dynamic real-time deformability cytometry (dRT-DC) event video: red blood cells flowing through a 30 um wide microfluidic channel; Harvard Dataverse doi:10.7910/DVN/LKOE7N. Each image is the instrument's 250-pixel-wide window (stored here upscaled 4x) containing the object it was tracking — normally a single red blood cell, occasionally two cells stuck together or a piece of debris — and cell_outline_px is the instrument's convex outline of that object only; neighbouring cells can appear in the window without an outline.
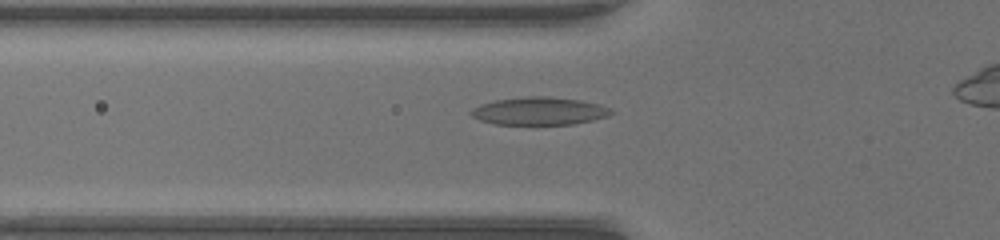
{"species": "common noctule bat (a hibernating species)", "species_latin": "Nyctalus noctula", "temperature_condition": "warm", "stored_images_in_passage": 36, "camera_frame_rate_fps": 3000, "um_per_image_px": 0.085, "animal": {"sex": "female", "body_mass_g": 17.0, "forearm_length_mm": 48.0}, "frame": {"image": 1, "passage_image": 9, "time_ms": 2.667, "image_size_px": [1000, 240], "cell_outline_px": [[616, 112], [608, 116], [592, 120], [572, 124], [496, 124], [480, 120], [472, 116], [468, 112], [472, 108], [480, 104], [496, 100], [524, 96], [548, 96], [580, 100], [600, 104], [612, 108]], "centroid_in_image_um": [45.86, 9.43], "position_along_channel_um": 79.9, "area_um2": 22.83}}
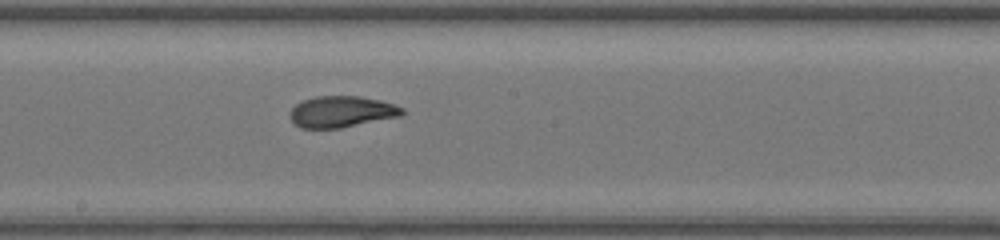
{"frame": {"image": 2, "passage_image": 19, "time_ms": 6.0, "image_size_px": [1000, 240], "cell_outline_px": [[404, 112], [400, 116], [340, 128], [300, 128], [288, 116], [288, 112], [296, 104], [304, 100], [316, 96], [360, 96], [380, 100], [404, 108]], "centroid_in_image_um": [29.01, 9.49], "position_along_channel_um": 219.2, "area_um2": 20.4}}
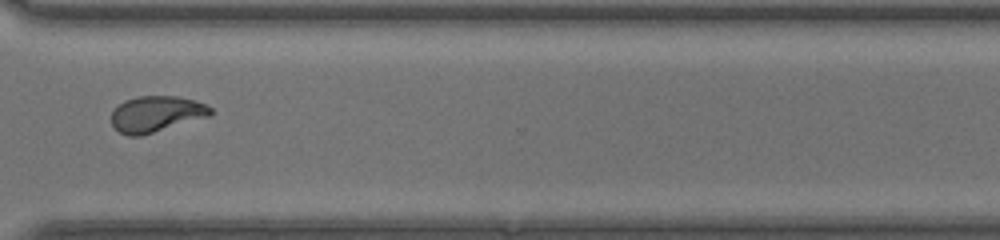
{"frame": {"image": 3, "passage_image": 29, "time_ms": 9.333, "image_size_px": [1000, 240], "cell_outline_px": [[212, 112], [208, 116], [140, 136], [128, 136], [120, 132], [112, 124], [112, 112], [124, 100], [136, 96], [180, 96], [196, 100], [212, 108]], "centroid_in_image_um": [13.27, 9.67], "position_along_channel_um": 357.3, "area_um2": 20.58}}